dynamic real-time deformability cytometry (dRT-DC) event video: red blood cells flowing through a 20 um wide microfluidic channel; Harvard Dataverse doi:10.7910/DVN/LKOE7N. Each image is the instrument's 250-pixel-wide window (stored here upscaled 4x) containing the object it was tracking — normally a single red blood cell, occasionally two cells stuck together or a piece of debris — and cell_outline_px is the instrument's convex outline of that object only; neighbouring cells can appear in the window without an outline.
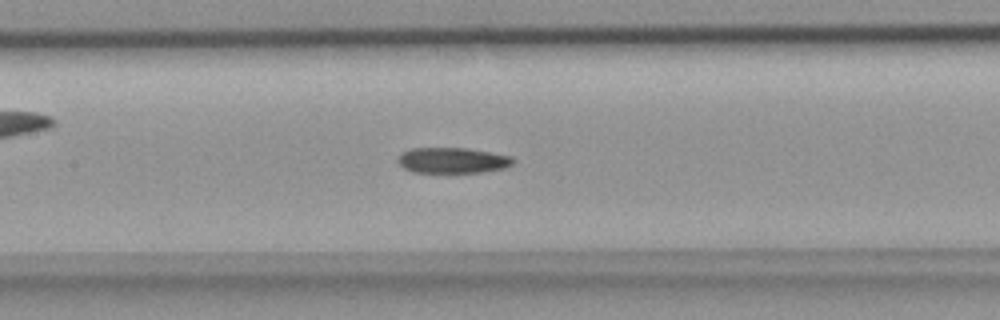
{"species": "common noctule bat (a hibernating species)", "species_latin": "Nyctalus noctula", "temperature_condition": "room temperature", "stored_images_in_passage": 42, "camera_frame_rate_fps": 3000, "um_per_image_px": 0.085, "animal": {"sex": "female", "body_mass_g": 18.4}, "frame": {"image": 1, "passage_image": 16, "time_ms": 5.0, "image_size_px": [1000, 320], "cell_outline_px": [[516, 160], [512, 164], [504, 168], [480, 172], [448, 176], [412, 172], [404, 168], [396, 160], [400, 152], [412, 148], [468, 148], [512, 156]], "centroid_in_image_um": [38.42, 13.68], "position_along_channel_um": 169.0, "area_um2": 18.26}}
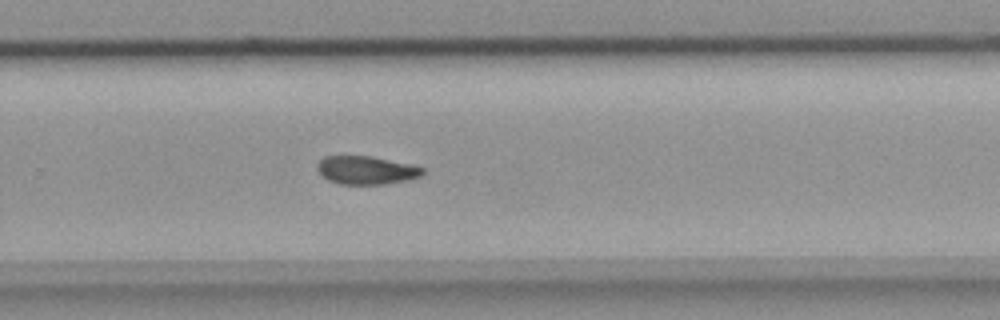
{"frame": {"image": 2, "passage_image": 25, "time_ms": 8.0, "image_size_px": [1000, 320], "cell_outline_px": [[424, 172], [420, 176], [404, 180], [384, 184], [336, 184], [328, 180], [316, 168], [316, 164], [324, 156], [372, 156], [408, 164], [424, 168]], "centroid_in_image_um": [31.08, 14.46], "position_along_channel_um": 298.7, "area_um2": 17.17}}
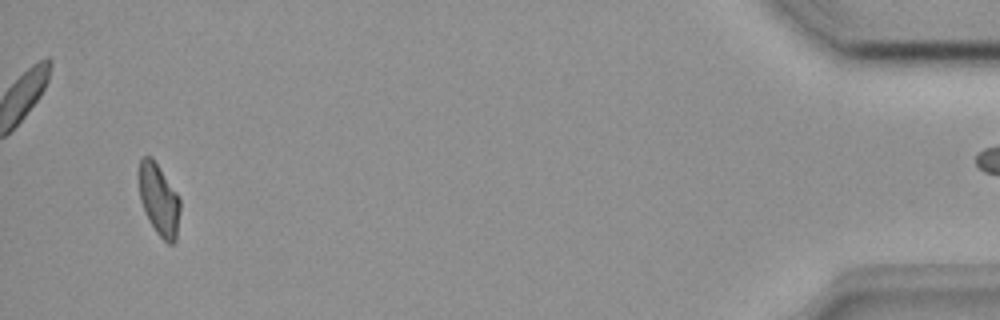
{"frame": {"image": 3, "passage_image": 39, "time_ms": 12.667, "image_size_px": [1000, 320], "cell_outline_px": [[180, 212], [176, 240], [172, 244], [168, 244], [156, 232], [148, 220], [140, 200], [140, 160], [144, 156], [152, 156], [176, 192], [180, 200]], "centroid_in_image_um": [13.53, 17.01], "position_along_channel_um": 421.7, "area_um2": 16.99}}